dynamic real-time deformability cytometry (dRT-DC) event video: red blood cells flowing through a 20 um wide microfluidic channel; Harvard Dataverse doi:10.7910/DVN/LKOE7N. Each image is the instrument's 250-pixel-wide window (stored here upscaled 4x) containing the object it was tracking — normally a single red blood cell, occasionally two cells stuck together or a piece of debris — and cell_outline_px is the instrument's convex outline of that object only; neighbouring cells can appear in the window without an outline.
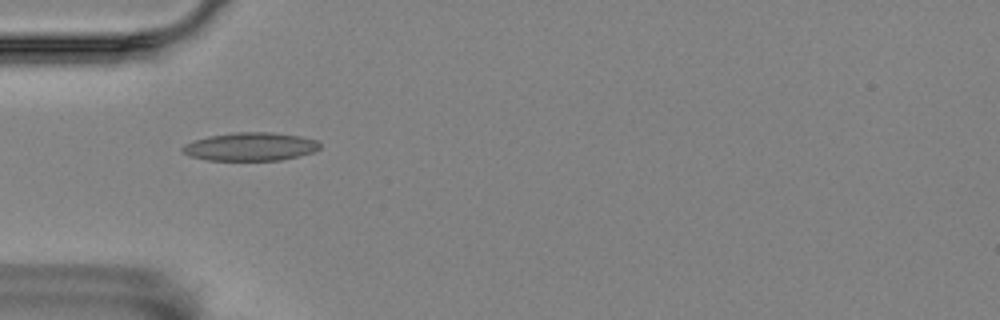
{"species": "Egyptian fruit bat (a non-hibernating species)", "species_latin": "Rousettus aegyptiacus", "temperature_condition": "room temperature", "stored_images_in_passage": 21, "camera_frame_rate_fps": 3000, "um_per_image_px": 0.085, "animal": {"sex": "female"}, "frame": {"image": 1, "passage_image": 1, "time_ms": 0.0, "image_size_px": [1000, 320], "cell_outline_px": [[320, 148], [312, 152], [300, 156], [280, 160], [208, 160], [192, 156], [184, 152], [180, 148], [184, 144], [192, 140], [208, 136], [236, 132], [272, 132], [300, 136], [316, 140], [320, 144]], "centroid_in_image_um": [21.28, 12.46], "position_along_channel_um": 63.7, "area_um2": 22.6}}
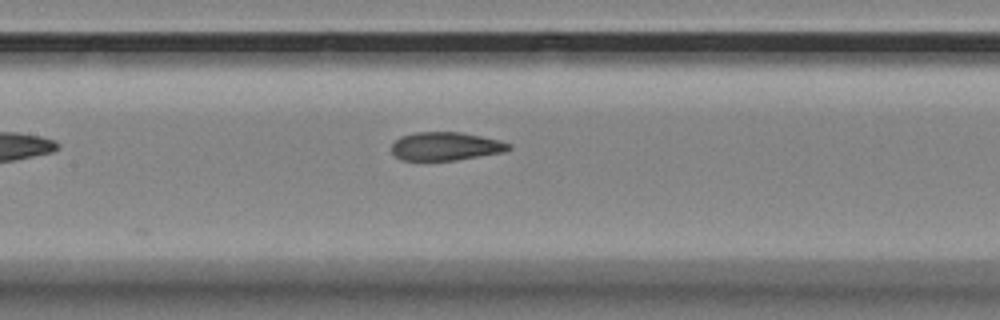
{"frame": {"image": 2, "passage_image": 10, "time_ms": 3.0, "image_size_px": [1000, 320], "cell_outline_px": [[512, 148], [504, 152], [456, 160], [400, 160], [392, 152], [392, 144], [400, 136], [416, 132], [460, 132], [500, 140], [512, 144]], "centroid_in_image_um": [37.9, 12.43], "position_along_channel_um": 169.5, "area_um2": 19.36}}
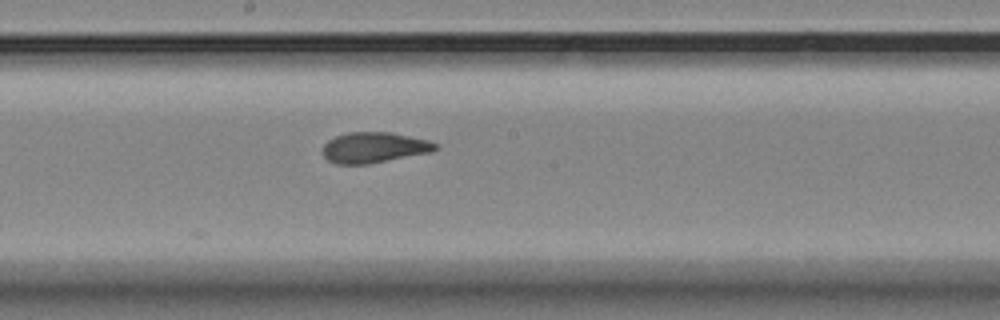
{"frame": {"image": 3, "passage_image": 14, "time_ms": 4.333, "image_size_px": [1000, 320], "cell_outline_px": [[436, 148], [432, 152], [368, 164], [336, 164], [328, 160], [324, 156], [324, 144], [328, 140], [336, 136], [348, 132], [388, 132], [428, 140], [436, 144]], "centroid_in_image_um": [31.78, 12.54], "position_along_channel_um": 216.4, "area_um2": 19.88}}